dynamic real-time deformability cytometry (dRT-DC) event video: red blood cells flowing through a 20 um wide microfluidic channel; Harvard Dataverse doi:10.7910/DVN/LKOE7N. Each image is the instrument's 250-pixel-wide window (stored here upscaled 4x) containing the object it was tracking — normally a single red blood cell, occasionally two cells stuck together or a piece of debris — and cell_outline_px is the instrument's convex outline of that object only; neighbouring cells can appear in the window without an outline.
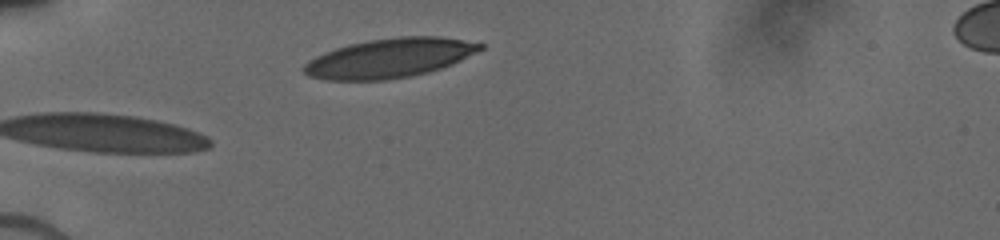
{"species": "human", "species_latin": "Homo sapiens", "temperature_condition": "cold", "stored_images_in_passage": 2, "camera_frame_rate_fps": 3000, "um_per_image_px": 0.085, "donor": {"sex": "male"}, "frame": {"image": 1, "passage_image": 2, "time_ms": 1.0, "image_size_px": [1000, 240], "cell_outline_px": [[484, 48], [452, 64], [428, 72], [408, 76], [384, 80], [328, 80], [308, 76], [300, 68], [308, 60], [324, 52], [348, 44], [368, 40], [396, 36], [440, 36], [484, 44]], "centroid_in_image_um": [33.07, 4.93], "position_along_channel_um": 51.9, "area_um2": 40.34}}